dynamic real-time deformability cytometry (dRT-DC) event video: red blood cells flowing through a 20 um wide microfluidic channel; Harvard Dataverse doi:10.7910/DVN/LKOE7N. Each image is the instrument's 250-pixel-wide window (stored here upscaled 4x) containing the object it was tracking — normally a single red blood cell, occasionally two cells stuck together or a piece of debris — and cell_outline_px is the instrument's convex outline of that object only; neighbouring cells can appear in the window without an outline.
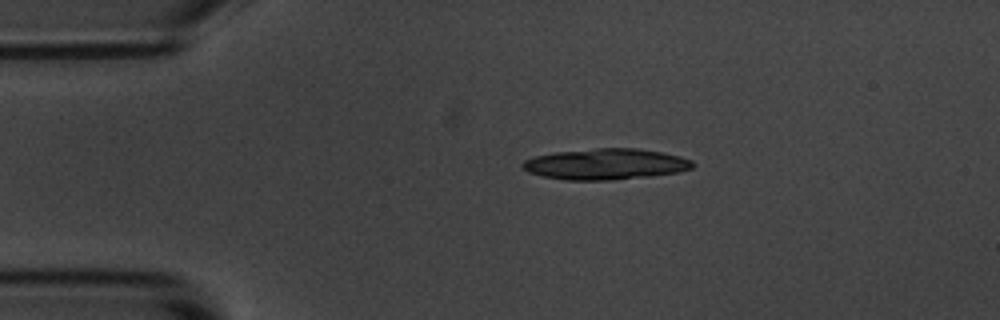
{"species": "common noctule bat (a hibernating species)", "species_latin": "Nyctalus noctula", "temperature_condition": "room temperature", "stored_images_in_passage": 3, "camera_frame_rate_fps": 3000, "um_per_image_px": 0.085, "animal": {"sex": "male", "body_mass_g": 20.1, "forearm_length_mm": 53.5}, "frame": {"image": 1, "passage_image": 1, "time_ms": 0.0, "image_size_px": [1000, 320], "cell_outline_px": [[696, 164], [692, 168], [676, 172], [648, 176], [608, 180], [564, 180], [544, 176], [528, 172], [520, 164], [524, 160], [532, 156], [556, 152], [596, 148], [636, 148], [664, 152], [680, 156], [692, 160]], "centroid_in_image_um": [51.47, 13.94], "position_along_channel_um": 33.5, "area_um2": 30.69}}